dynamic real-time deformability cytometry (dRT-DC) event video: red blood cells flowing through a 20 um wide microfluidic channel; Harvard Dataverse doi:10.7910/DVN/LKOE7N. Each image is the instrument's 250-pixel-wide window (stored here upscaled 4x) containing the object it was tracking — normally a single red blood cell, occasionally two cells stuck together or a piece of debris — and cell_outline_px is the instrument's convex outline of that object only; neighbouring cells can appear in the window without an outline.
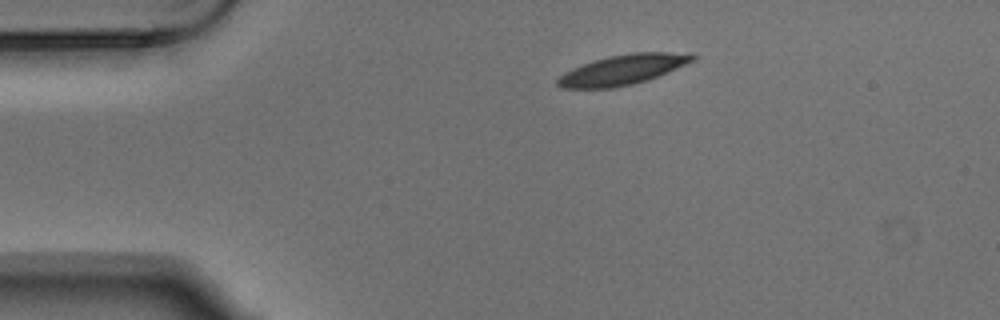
{"species": "Egyptian fruit bat (a non-hibernating species)", "species_latin": "Rousettus aegyptiacus", "temperature_condition": "warm", "stored_images_in_passage": 5, "camera_frame_rate_fps": 3000, "um_per_image_px": 0.085, "animal": {"sex": "male"}, "frame": {"image": 1, "passage_image": 1, "time_ms": 0.0, "image_size_px": [1000, 320], "cell_outline_px": [[700, 56], [696, 60], [656, 76], [632, 84], [612, 88], [560, 88], [556, 84], [556, 80], [564, 72], [580, 64], [608, 56], [632, 52], [692, 52]], "centroid_in_image_um": [52.95, 5.9], "position_along_channel_um": 32.0, "area_um2": 23.76}}
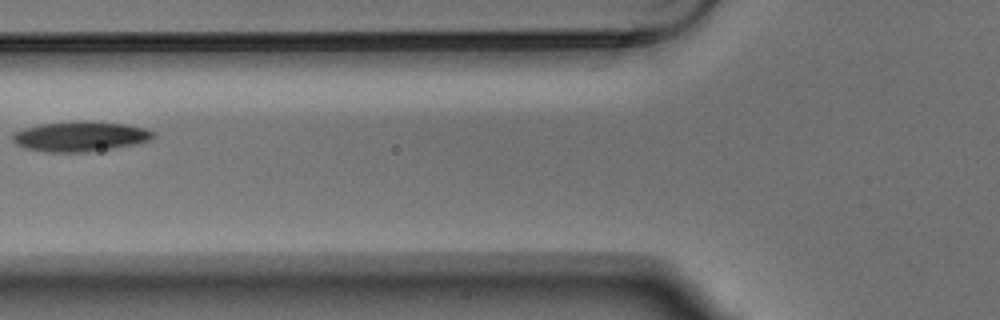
{"frame": {"image": 2, "passage_image": 4, "time_ms": 1.0, "image_size_px": [1000, 320], "cell_outline_px": [[156, 136], [148, 140], [136, 144], [88, 152], [44, 152], [24, 148], [16, 144], [12, 140], [12, 136], [16, 132], [24, 128], [40, 124], [72, 120], [88, 120], [128, 124], [144, 128], [156, 132]], "centroid_in_image_um": [6.83, 11.58], "position_along_channel_um": 119.0, "area_um2": 25.03}}
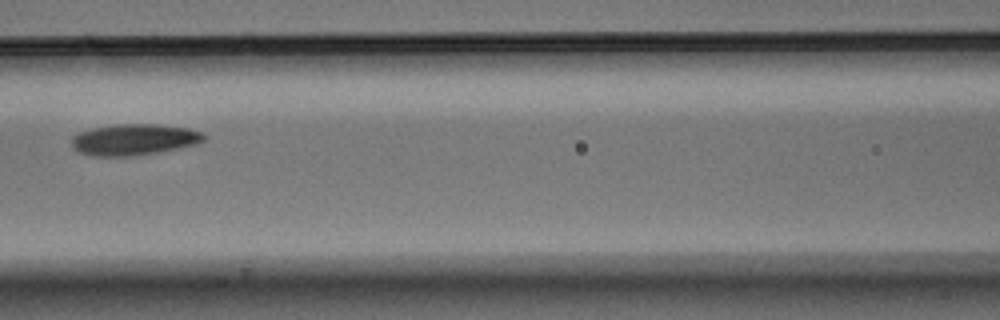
{"frame": {"image": 3, "passage_image": 5, "time_ms": 1.333, "image_size_px": [1000, 320], "cell_outline_px": [[204, 140], [196, 144], [180, 148], [140, 156], [88, 156], [76, 152], [72, 148], [72, 136], [80, 132], [92, 128], [112, 124], [160, 124], [188, 128], [200, 132], [204, 136]], "centroid_in_image_um": [11.35, 11.88], "position_along_channel_um": 155.3, "area_um2": 24.45}}